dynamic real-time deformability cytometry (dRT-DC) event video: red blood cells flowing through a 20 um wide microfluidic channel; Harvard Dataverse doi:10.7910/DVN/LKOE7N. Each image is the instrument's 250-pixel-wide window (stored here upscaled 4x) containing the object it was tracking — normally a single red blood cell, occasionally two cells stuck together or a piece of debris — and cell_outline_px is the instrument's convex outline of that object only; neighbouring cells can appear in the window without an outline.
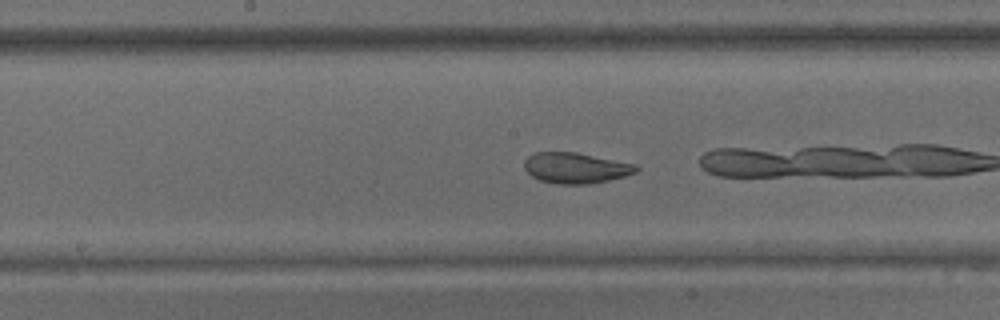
{"species": "common noctule bat (a hibernating species)", "species_latin": "Nyctalus noctula", "temperature_condition": "warm", "stored_images_in_passage": 48, "camera_frame_rate_fps": 3000, "um_per_image_px": 0.085, "animal": {"sex": "male", "body_mass_g": 15.6}, "frame": {"image": 1, "passage_image": 28, "time_ms": 9.0, "image_size_px": [1000, 320], "cell_outline_px": [[640, 168], [636, 172], [624, 176], [608, 180], [588, 184], [556, 184], [540, 180], [532, 176], [524, 168], [524, 160], [532, 152], [576, 152], [636, 164]], "centroid_in_image_um": [48.92, 14.27], "position_along_channel_um": 199.3, "area_um2": 20.06}, "authors_computed_cell_mechanics": {"area_um2": 22.2819, "velocity_mm_per_s": 3.333, "shape_relaxation_time_tau1_ms": 5.8812, "shape_relaxation_time_tau2_ms": 1.6659, "deformation_change_tau1": 0.1458, "deformation_change_tau2": 0.0592}}